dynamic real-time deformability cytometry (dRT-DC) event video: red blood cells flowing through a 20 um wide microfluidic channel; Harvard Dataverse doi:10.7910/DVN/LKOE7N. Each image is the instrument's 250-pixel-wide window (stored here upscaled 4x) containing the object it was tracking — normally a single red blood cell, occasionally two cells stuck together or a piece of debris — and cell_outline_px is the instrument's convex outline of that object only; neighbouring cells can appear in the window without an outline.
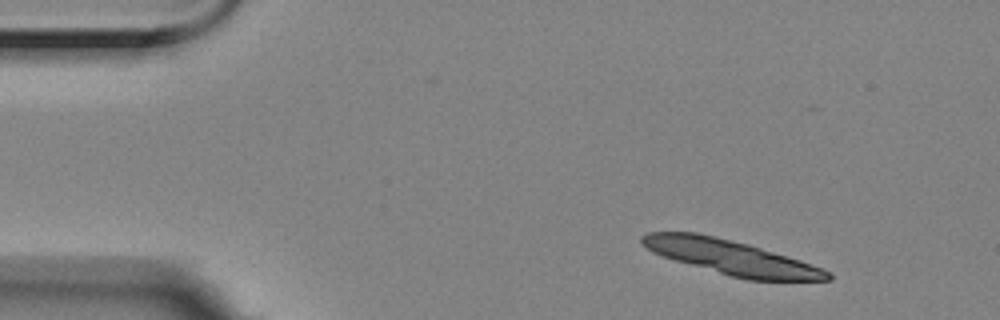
{"species": "Egyptian fruit bat (a non-hibernating species)", "species_latin": "Rousettus aegyptiacus", "temperature_condition": "room temperature", "stored_images_in_passage": 11, "camera_frame_rate_fps": 3000, "um_per_image_px": 0.085, "animal": {"sex": "female"}, "frame": {"image": 1, "passage_image": 2, "time_ms": 0.333, "image_size_px": [1000, 320], "cell_outline_px": [[832, 280], [748, 280], [728, 276], [676, 260], [652, 252], [640, 240], [640, 236], [648, 232], [696, 232], [748, 244], [800, 260], [820, 268], [828, 272], [832, 276]], "centroid_in_image_um": [62.12, 21.87], "position_along_channel_um": 22.9, "area_um2": 36.76}}